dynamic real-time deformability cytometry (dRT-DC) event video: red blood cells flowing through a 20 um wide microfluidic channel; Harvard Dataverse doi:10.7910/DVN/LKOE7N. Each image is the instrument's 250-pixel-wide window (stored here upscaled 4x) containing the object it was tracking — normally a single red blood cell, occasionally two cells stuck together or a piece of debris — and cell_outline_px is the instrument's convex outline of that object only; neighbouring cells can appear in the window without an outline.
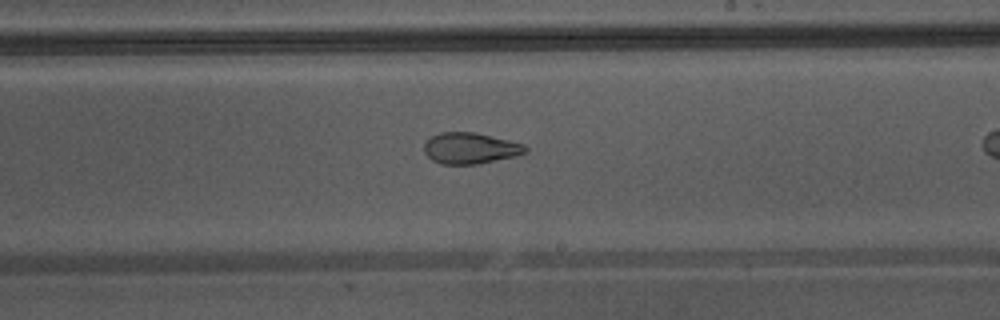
{"species": "Egyptian fruit bat (a non-hibernating species)", "species_latin": "Rousettus aegyptiacus", "temperature_condition": "warm", "stored_images_in_passage": 35, "camera_frame_rate_fps": 3000, "um_per_image_px": 0.085, "animal": {"sex": "male"}, "frame": {"image": 1, "passage_image": 25, "time_ms": 8.0, "image_size_px": [1000, 320], "cell_outline_px": [[528, 152], [516, 156], [476, 164], [440, 164], [432, 160], [424, 152], [424, 144], [432, 136], [440, 132], [476, 132], [524, 144], [528, 148]], "centroid_in_image_um": [39.98, 12.6], "position_along_channel_um": 249.0, "area_um2": 18.38}}